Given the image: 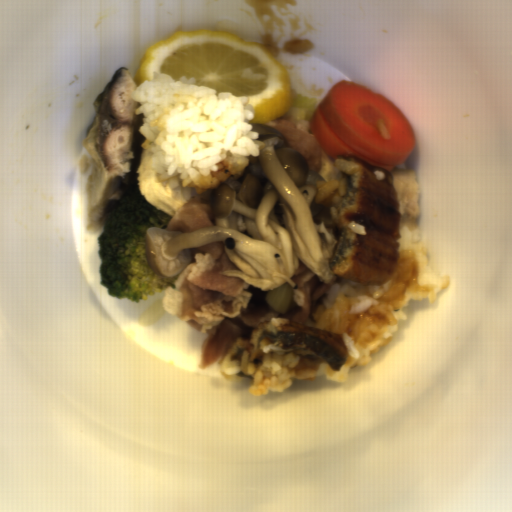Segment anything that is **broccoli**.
Listing matches in <instances>:
<instances>
[{
  "label": "broccoli",
  "mask_w": 512,
  "mask_h": 512,
  "mask_svg": "<svg viewBox=\"0 0 512 512\" xmlns=\"http://www.w3.org/2000/svg\"><path fill=\"white\" fill-rule=\"evenodd\" d=\"M172 217L152 205L138 185L128 186L104 214L97 238L99 283L118 301L140 303L161 295L177 276H162L147 264L146 232L167 228Z\"/></svg>",
  "instance_id": "1"
}]
</instances>
